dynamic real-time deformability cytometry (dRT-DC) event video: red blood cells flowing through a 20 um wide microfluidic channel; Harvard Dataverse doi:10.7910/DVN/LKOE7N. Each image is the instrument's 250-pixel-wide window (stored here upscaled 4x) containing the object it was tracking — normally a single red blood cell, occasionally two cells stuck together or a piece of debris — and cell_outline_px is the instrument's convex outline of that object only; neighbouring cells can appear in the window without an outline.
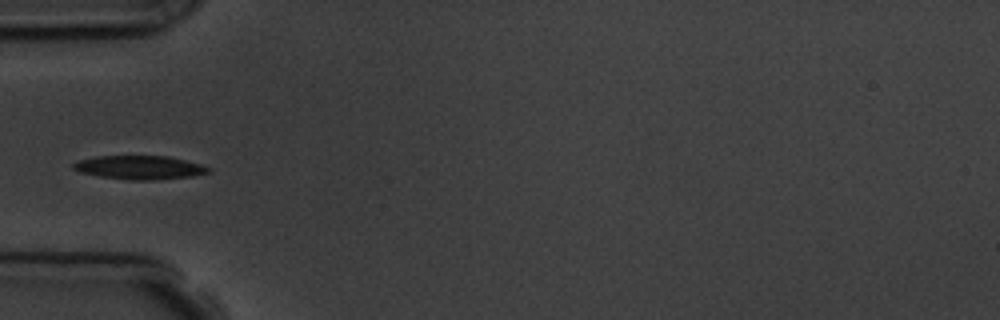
{"species": "common noctule bat (a hibernating species)", "species_latin": "Nyctalus noctula", "temperature_condition": "room temperature", "stored_images_in_passage": 5, "camera_frame_rate_fps": 3000, "um_per_image_px": 0.085, "animal": {"sex": "male", "body_mass_g": 19.5, "forearm_length_mm": 54.6}, "frame": {"image": 1, "passage_image": 5, "time_ms": 4.667, "image_size_px": [1000, 320], "cell_outline_px": [[212, 172], [192, 176], [152, 180], [128, 180], [100, 176], [80, 172], [72, 168], [72, 164], [76, 160], [96, 156], [168, 156], [200, 164], [212, 168]], "centroid_in_image_um": [11.86, 14.23], "position_along_channel_um": 73.1, "area_um2": 18.73}}